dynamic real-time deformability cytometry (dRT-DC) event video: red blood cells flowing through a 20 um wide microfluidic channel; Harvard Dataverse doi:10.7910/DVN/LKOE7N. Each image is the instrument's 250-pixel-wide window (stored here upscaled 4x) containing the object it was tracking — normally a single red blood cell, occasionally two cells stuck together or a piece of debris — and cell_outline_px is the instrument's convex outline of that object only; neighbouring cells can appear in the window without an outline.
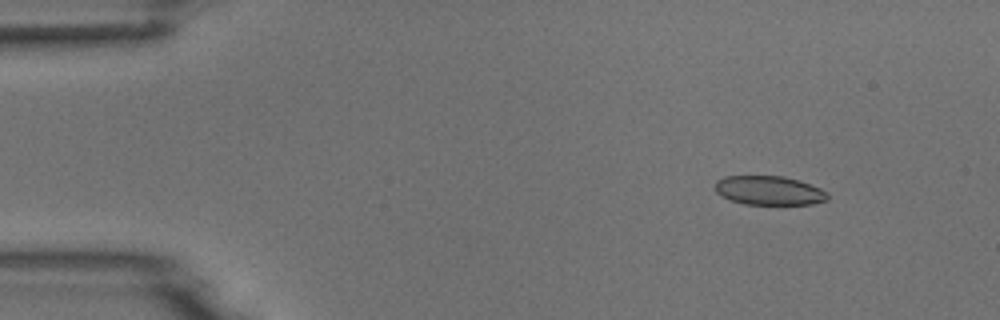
{"species": "common noctule bat (a hibernating species)", "species_latin": "Nyctalus noctula", "temperature_condition": "room temperature", "stored_images_in_passage": 5, "camera_frame_rate_fps": 3000, "um_per_image_px": 0.085, "animal": {"sex": "male", "body_mass_g": 18.8}, "frame": {"image": 1, "passage_image": 1, "time_ms": 0.0, "image_size_px": [1000, 320], "cell_outline_px": [[828, 200], [812, 204], [744, 204], [720, 196], [716, 192], [716, 180], [724, 176], [784, 176], [800, 180], [820, 188], [828, 192]], "centroid_in_image_um": [65.39, 16.18], "position_along_channel_um": 19.6, "area_um2": 19.13}}
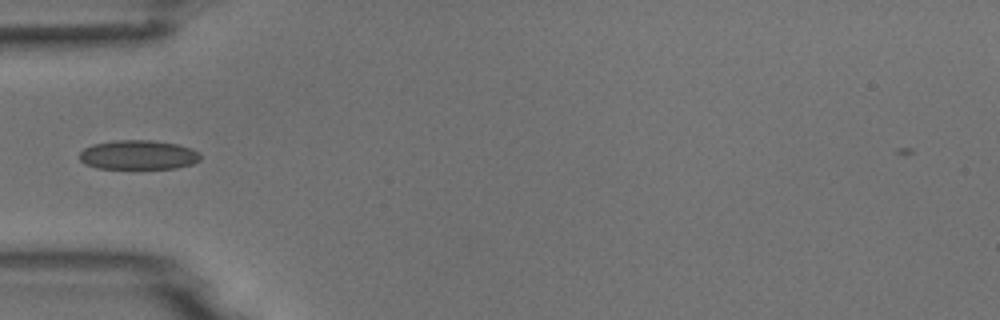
{"frame": {"image": 2, "passage_image": 4, "time_ms": 3.667, "image_size_px": [1000, 320], "cell_outline_px": [[200, 160], [192, 164], [176, 168], [96, 168], [84, 164], [80, 160], [80, 152], [84, 148], [92, 144], [116, 140], [152, 140], [176, 144], [192, 148], [200, 152]], "centroid_in_image_um": [11.75, 13.16], "position_along_channel_um": 73.2, "area_um2": 20.75}}